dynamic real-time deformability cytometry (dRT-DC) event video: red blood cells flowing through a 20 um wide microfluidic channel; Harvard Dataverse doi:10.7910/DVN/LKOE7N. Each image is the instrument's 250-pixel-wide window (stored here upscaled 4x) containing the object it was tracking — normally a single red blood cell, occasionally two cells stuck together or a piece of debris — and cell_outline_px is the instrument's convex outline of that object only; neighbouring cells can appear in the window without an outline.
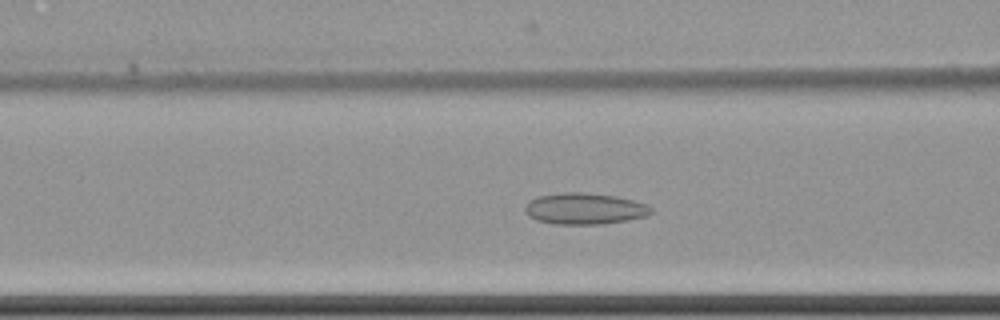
{"species": "common noctule bat (a hibernating species)", "species_latin": "Nyctalus noctula", "temperature_condition": "cold", "stored_images_in_passage": 49, "camera_frame_rate_fps": 3000, "um_per_image_px": 0.085, "animal": {"sex": "female", "body_mass_g": 22.7, "forearm_length_mm": 54.2}, "frame": {"image": 1, "passage_image": 18, "time_ms": 5.667, "image_size_px": [1000, 320], "cell_outline_px": [[652, 212], [648, 216], [628, 220], [604, 224], [556, 224], [536, 220], [528, 216], [524, 212], [524, 208], [528, 200], [540, 196], [564, 192], [584, 192], [616, 196], [632, 200], [644, 204], [652, 208]], "centroid_in_image_um": [49.67, 17.74], "position_along_channel_um": 116.9, "area_um2": 23.12}}
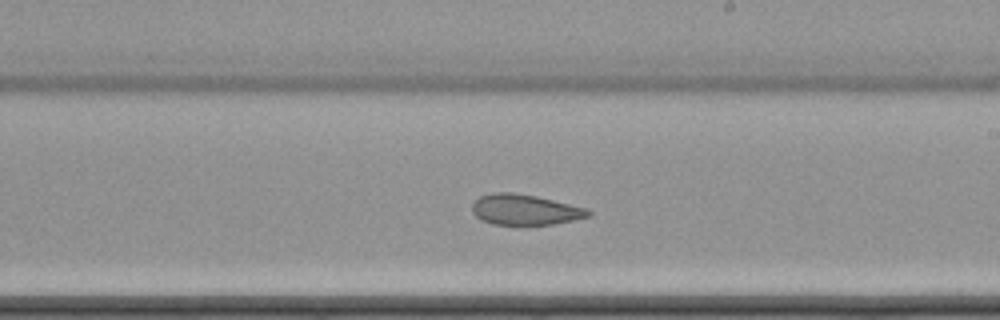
{"frame": {"image": 2, "passage_image": 29, "time_ms": 9.333, "image_size_px": [1000, 320], "cell_outline_px": [[592, 212], [588, 216], [572, 220], [552, 224], [492, 224], [480, 220], [472, 212], [472, 204], [480, 196], [496, 192], [512, 192], [536, 196], [588, 208]], "centroid_in_image_um": [44.6, 17.81], "position_along_channel_um": 244.4, "area_um2": 20.52}}
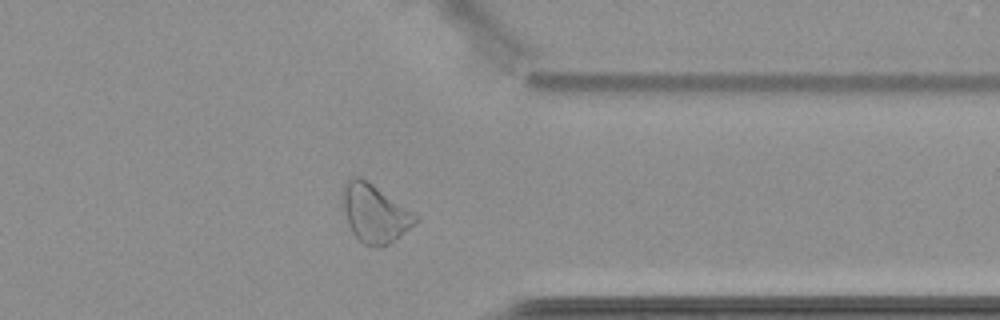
{"frame": {"image": 3, "passage_image": 41, "time_ms": 13.333, "image_size_px": [1000, 320], "cell_outline_px": [[420, 216], [400, 236], [388, 244], [380, 248], [372, 248], [364, 244], [352, 232], [348, 224], [344, 208], [344, 184], [352, 176], [360, 176], [368, 180]], "centroid_in_image_um": [31.86, 18.13], "position_along_channel_um": 379.5, "area_um2": 24.45}, "authors_computed_cell_mechanics": {"area_um2": 23.409, "velocity_mm_per_s": 3.4792, "shape_relaxation_time_tau1_ms": null, "shape_relaxation_time_tau2_ms": 3.8366, "deformation_change_tau1": null, "deformation_change_tau2": 0.0928}}